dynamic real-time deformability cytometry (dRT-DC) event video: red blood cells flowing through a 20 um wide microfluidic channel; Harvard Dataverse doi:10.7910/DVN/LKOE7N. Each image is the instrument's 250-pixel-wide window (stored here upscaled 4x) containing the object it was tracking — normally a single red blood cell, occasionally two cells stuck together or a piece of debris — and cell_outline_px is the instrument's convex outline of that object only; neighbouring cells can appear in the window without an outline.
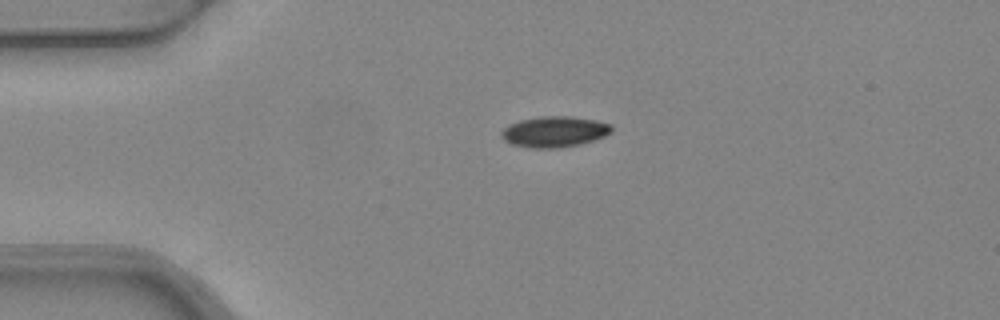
{"species": "common noctule bat (a hibernating species)", "species_latin": "Nyctalus noctula", "temperature_condition": "warm", "stored_images_in_passage": 3, "camera_frame_rate_fps": 3000, "um_per_image_px": 0.085, "animal": {"sex": "female", "body_mass_g": 24.6, "forearm_length_mm": 56.2}, "frame": {"image": 1, "passage_image": 3, "time_ms": 0.667, "image_size_px": [1000, 320], "cell_outline_px": [[612, 132], [604, 136], [580, 144], [560, 148], [532, 148], [512, 144], [504, 140], [500, 136], [500, 132], [508, 124], [520, 120], [540, 116], [572, 116], [596, 120], [612, 124]], "centroid_in_image_um": [47.11, 11.19], "position_along_channel_um": 37.9, "area_um2": 19.94}}